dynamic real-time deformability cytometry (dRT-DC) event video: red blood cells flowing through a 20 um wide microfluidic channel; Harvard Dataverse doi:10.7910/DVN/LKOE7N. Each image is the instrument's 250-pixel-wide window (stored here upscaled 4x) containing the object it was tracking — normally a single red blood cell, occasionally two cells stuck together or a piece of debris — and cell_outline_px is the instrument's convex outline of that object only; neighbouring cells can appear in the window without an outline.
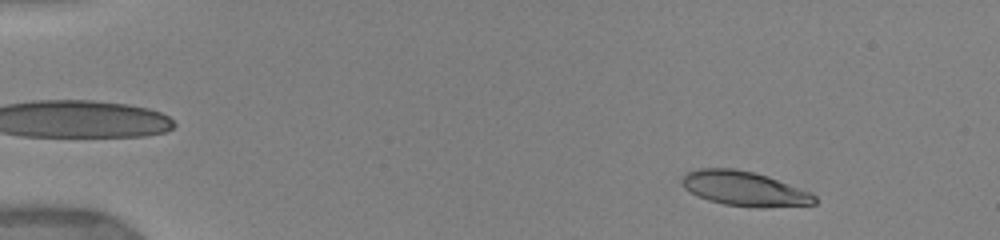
{"species": "human", "species_latin": "Homo sapiens", "temperature_condition": "warm", "stored_images_in_passage": 14, "camera_frame_rate_fps": 3000, "um_per_image_px": 0.085, "donor": {"sex": "female"}, "frame": {"image": 1, "passage_image": 3, "time_ms": 0.667, "image_size_px": [1000, 240], "cell_outline_px": [[816, 204], [768, 208], [756, 208], [724, 204], [708, 200], [684, 188], [680, 180], [688, 172], [696, 168], [736, 168], [768, 176], [812, 192], [816, 196]], "centroid_in_image_um": [63.31, 16.04], "position_along_channel_um": 21.7, "area_um2": 26.99}}
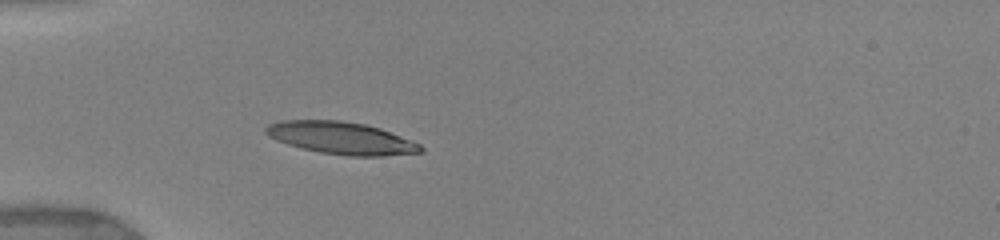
{"frame": {"image": 2, "passage_image": 12, "time_ms": 4.0, "image_size_px": [1000, 240], "cell_outline_px": [[424, 152], [380, 156], [352, 156], [320, 152], [300, 148], [276, 140], [268, 136], [264, 132], [264, 128], [268, 124], [280, 120], [340, 120], [364, 124], [380, 128], [420, 144], [424, 148]], "centroid_in_image_um": [28.97, 11.73], "position_along_channel_um": 56.0, "area_um2": 29.13}}